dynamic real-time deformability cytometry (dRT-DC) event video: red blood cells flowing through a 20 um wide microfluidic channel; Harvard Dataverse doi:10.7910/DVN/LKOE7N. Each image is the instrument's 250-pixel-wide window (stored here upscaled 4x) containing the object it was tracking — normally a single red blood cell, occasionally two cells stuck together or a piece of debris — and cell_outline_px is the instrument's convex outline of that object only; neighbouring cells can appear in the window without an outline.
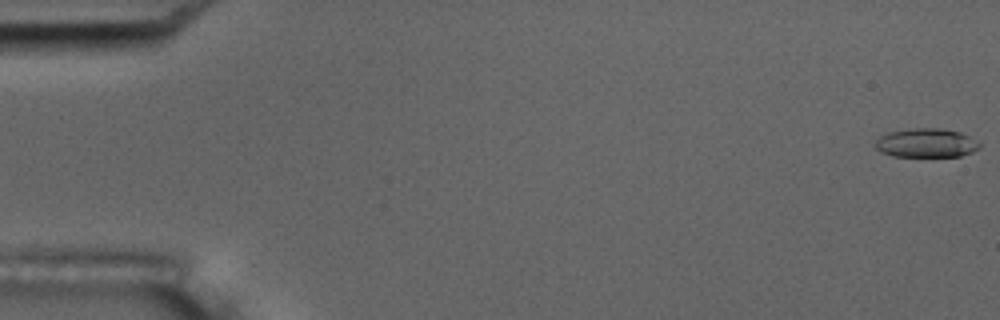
{"species": "common noctule bat (a hibernating species)", "species_latin": "Nyctalus noctula", "temperature_condition": "room temperature", "stored_images_in_passage": 6, "camera_frame_rate_fps": 3000, "um_per_image_px": 0.085, "animal": {"sex": "male", "body_mass_g": 17.5, "forearm_length_mm": 52.3}, "frame": {"image": 1, "passage_image": 1, "time_ms": 0.0, "image_size_px": [1000, 320], "cell_outline_px": [[980, 148], [972, 152], [960, 156], [892, 156], [880, 152], [876, 148], [876, 140], [880, 136], [888, 132], [908, 128], [940, 128], [960, 132], [968, 136], [980, 144]], "centroid_in_image_um": [78.7, 12.14], "position_along_channel_um": 6.3, "area_um2": 17.57}}